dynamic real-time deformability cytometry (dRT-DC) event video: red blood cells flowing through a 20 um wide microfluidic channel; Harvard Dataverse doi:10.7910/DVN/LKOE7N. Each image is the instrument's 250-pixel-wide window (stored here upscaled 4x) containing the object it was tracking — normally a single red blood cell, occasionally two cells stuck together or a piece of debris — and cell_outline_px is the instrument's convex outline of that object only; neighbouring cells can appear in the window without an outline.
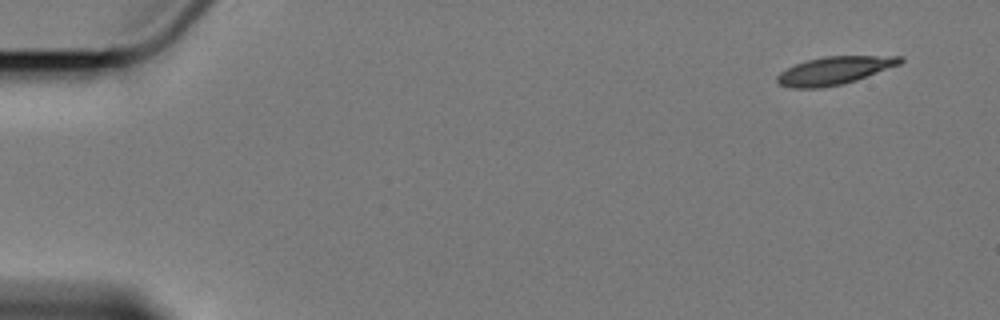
{"species": "Egyptian fruit bat (a non-hibernating species)", "species_latin": "Rousettus aegyptiacus", "temperature_condition": "cold", "stored_images_in_passage": 4, "camera_frame_rate_fps": 3000, "um_per_image_px": 0.085, "animal": {"sex": "female"}, "frame": {"image": 1, "passage_image": 1, "time_ms": 0.0, "image_size_px": [1000, 320], "cell_outline_px": [[904, 60], [900, 64], [856, 80], [840, 84], [820, 88], [792, 88], [780, 84], [776, 80], [776, 76], [780, 72], [796, 64], [808, 60], [824, 56], [904, 56]], "centroid_in_image_um": [70.93, 5.99], "position_along_channel_um": 14.1, "area_um2": 19.77}}
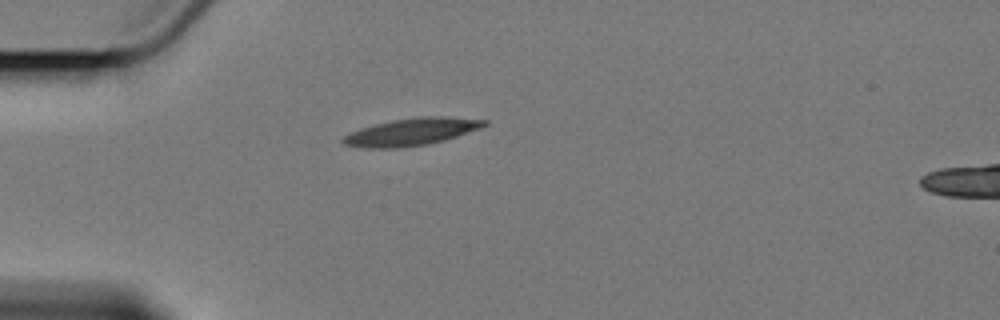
{"frame": {"image": 2, "passage_image": 4, "time_ms": 4.333, "image_size_px": [1000, 320], "cell_outline_px": [[488, 124], [480, 128], [444, 140], [428, 144], [404, 148], [364, 148], [344, 144], [340, 140], [344, 136], [360, 128], [392, 120], [420, 116], [448, 116], [488, 120]], "centroid_in_image_um": [34.99, 11.2], "position_along_channel_um": 50.0, "area_um2": 22.48}}